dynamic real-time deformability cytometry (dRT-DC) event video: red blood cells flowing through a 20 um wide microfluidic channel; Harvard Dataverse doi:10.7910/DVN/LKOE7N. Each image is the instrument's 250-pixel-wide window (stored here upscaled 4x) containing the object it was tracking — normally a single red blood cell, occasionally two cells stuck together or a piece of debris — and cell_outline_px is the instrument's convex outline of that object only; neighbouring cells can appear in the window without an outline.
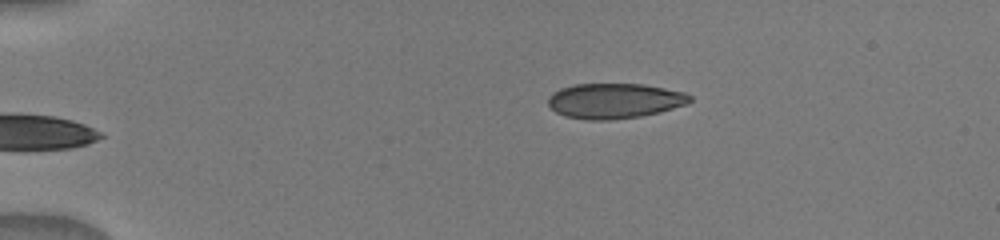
{"species": "human", "species_latin": "Homo sapiens", "temperature_condition": "warm", "stored_images_in_passage": 4, "camera_frame_rate_fps": 3000, "um_per_image_px": 0.085, "donor": {"sex": "male"}, "frame": {"image": 1, "passage_image": 4, "time_ms": 2.667, "image_size_px": [1000, 240], "cell_outline_px": [[692, 100], [688, 104], [660, 112], [640, 116], [608, 120], [584, 120], [564, 116], [556, 112], [548, 104], [548, 96], [552, 92], [560, 88], [576, 84], [644, 84], [684, 92], [692, 96]], "centroid_in_image_um": [52.23, 8.57], "position_along_channel_um": 32.8, "area_um2": 29.25}}